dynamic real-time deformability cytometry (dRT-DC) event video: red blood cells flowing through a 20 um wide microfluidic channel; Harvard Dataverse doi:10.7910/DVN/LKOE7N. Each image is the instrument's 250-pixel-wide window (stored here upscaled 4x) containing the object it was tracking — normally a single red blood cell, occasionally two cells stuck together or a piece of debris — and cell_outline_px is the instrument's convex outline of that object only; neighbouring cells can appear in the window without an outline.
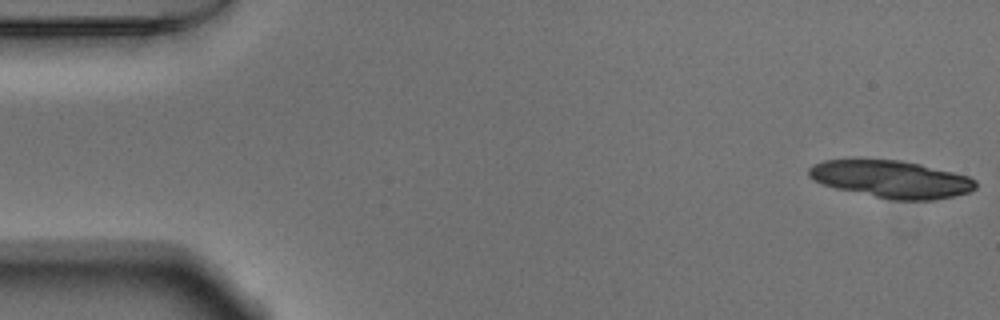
{"species": "Egyptian fruit bat (a non-hibernating species)", "species_latin": "Rousettus aegyptiacus", "temperature_condition": "warm", "stored_images_in_passage": 15, "camera_frame_rate_fps": 3000, "um_per_image_px": 0.085, "animal": {"sex": "male"}, "frame": {"image": 1, "passage_image": 1, "time_ms": 0.0, "image_size_px": [1000, 320], "cell_outline_px": [[976, 188], [972, 192], [932, 200], [888, 200], [836, 188], [820, 184], [812, 180], [808, 176], [808, 168], [812, 164], [824, 160], [900, 160], [920, 164], [968, 176], [976, 180]], "centroid_in_image_um": [75.73, 15.24], "position_along_channel_um": 9.3, "area_um2": 36.41}}